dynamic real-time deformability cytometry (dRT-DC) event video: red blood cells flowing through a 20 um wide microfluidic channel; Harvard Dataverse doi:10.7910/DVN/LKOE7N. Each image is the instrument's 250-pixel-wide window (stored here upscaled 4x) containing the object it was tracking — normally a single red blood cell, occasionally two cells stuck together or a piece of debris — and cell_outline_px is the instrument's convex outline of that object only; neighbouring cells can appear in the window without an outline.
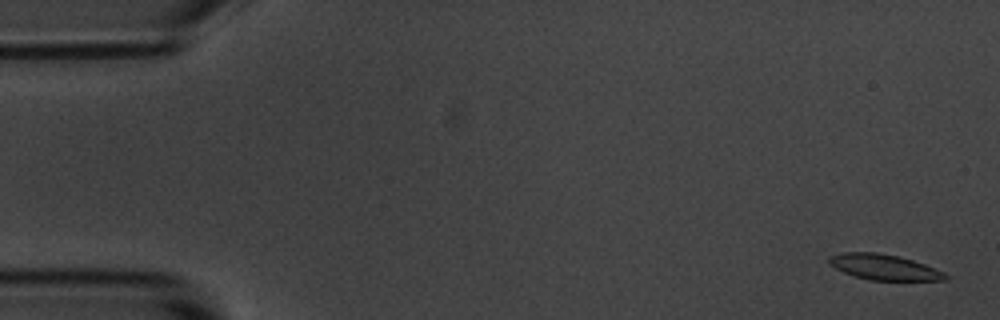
{"species": "common noctule bat (a hibernating species)", "species_latin": "Nyctalus noctula", "temperature_condition": "room temperature", "stored_images_in_passage": 6, "camera_frame_rate_fps": 3000, "um_per_image_px": 0.085, "animal": {"sex": "male", "body_mass_g": 20.1, "forearm_length_mm": 53.5}, "frame": {"image": 1, "passage_image": 1, "time_ms": 0.0, "image_size_px": [1000, 320], "cell_outline_px": [[948, 280], [872, 280], [856, 276], [844, 272], [828, 264], [828, 256], [844, 252], [876, 252], [900, 256], [924, 264], [944, 272], [948, 276]], "centroid_in_image_um": [75.13, 22.69], "position_along_channel_um": 9.9, "area_um2": 17.22}}